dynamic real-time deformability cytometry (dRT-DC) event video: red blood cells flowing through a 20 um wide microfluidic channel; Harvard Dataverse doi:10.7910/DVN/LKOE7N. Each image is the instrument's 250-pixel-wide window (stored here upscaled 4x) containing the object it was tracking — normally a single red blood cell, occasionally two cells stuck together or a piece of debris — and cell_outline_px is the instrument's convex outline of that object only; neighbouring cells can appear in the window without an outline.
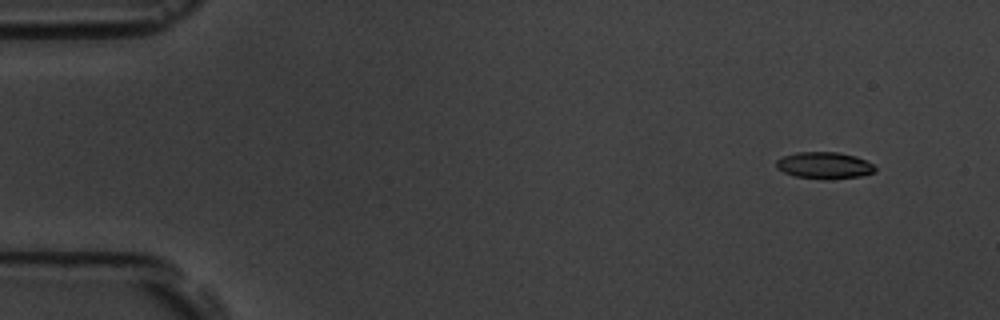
{"species": "common noctule bat (a hibernating species)", "species_latin": "Nyctalus noctula", "temperature_condition": "room temperature", "stored_images_in_passage": 5, "camera_frame_rate_fps": 3000, "um_per_image_px": 0.085, "animal": {"sex": "male", "body_mass_g": 19.5, "forearm_length_mm": 54.6}, "frame": {"image": 1, "passage_image": 1, "time_ms": 0.0, "image_size_px": [1000, 320], "cell_outline_px": [[876, 172], [860, 176], [824, 180], [820, 180], [796, 176], [784, 172], [776, 168], [776, 160], [784, 156], [796, 152], [840, 152], [856, 156], [872, 164], [876, 168]], "centroid_in_image_um": [70.06, 14.06], "position_along_channel_um": 14.9, "area_um2": 15.49}}
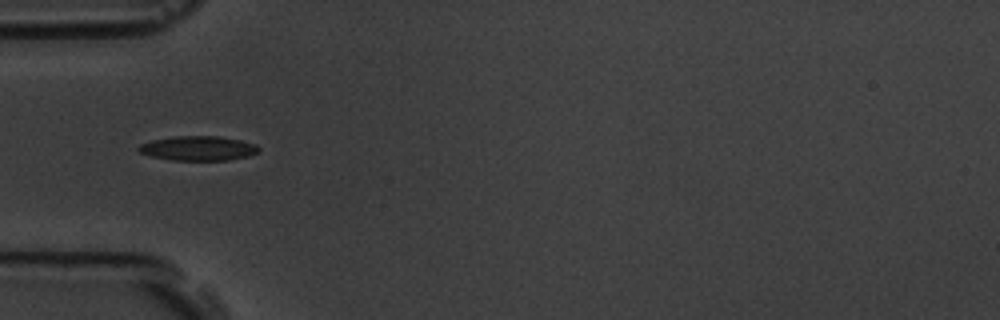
{"frame": {"image": 2, "passage_image": 5, "time_ms": 4.667, "image_size_px": [1000, 320], "cell_outline_px": [[260, 152], [248, 156], [228, 160], [172, 160], [152, 156], [140, 152], [136, 148], [140, 144], [152, 140], [176, 136], [216, 136], [240, 140], [256, 144], [260, 148]], "centroid_in_image_um": [16.87, 12.6], "position_along_channel_um": 68.1, "area_um2": 17.11}}